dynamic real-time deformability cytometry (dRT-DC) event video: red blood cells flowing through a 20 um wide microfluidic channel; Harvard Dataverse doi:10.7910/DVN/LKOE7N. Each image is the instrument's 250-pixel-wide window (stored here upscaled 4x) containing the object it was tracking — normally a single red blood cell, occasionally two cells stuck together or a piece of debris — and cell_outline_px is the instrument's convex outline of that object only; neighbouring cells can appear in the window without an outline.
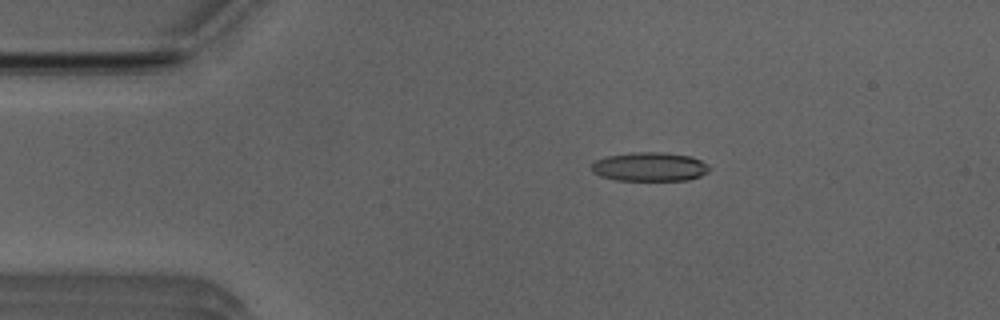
{"species": "Egyptian fruit bat (a non-hibernating species)", "species_latin": "Rousettus aegyptiacus", "temperature_condition": "room temperature", "stored_images_in_passage": 51, "camera_frame_rate_fps": 3000, "um_per_image_px": 0.085, "animal": {"sex": "male"}, "frame": {"image": 1, "passage_image": 9, "time_ms": 2.667, "image_size_px": [1000, 320], "cell_outline_px": [[708, 172], [700, 176], [688, 180], [616, 180], [600, 176], [592, 172], [592, 164], [596, 160], [608, 156], [632, 152], [664, 152], [692, 156], [708, 164]], "centroid_in_image_um": [55.23, 14.17], "position_along_channel_um": 29.8, "area_um2": 19.88}}
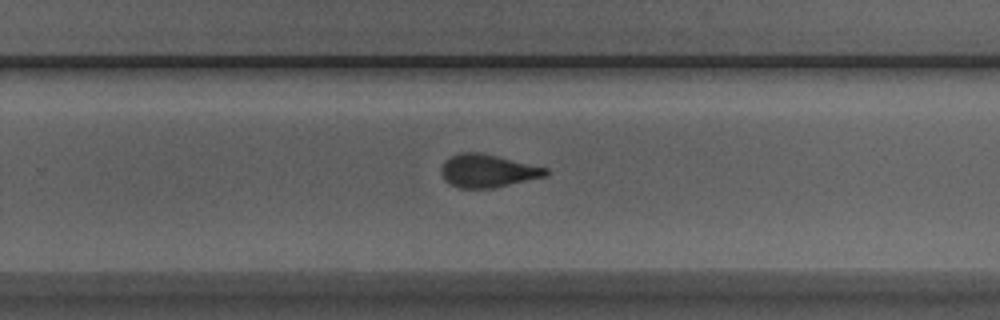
{"frame": {"image": 2, "passage_image": 32, "time_ms": 10.333, "image_size_px": [1000, 320], "cell_outline_px": [[548, 176], [492, 188], [460, 188], [448, 184], [444, 180], [440, 168], [444, 160], [460, 152], [480, 152], [548, 168]], "centroid_in_image_um": [41.43, 14.52], "position_along_channel_um": 288.4, "area_um2": 20.17}}
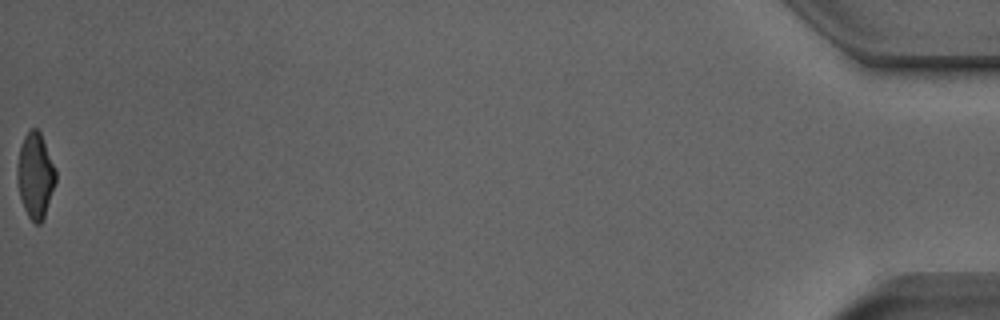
{"frame": {"image": 3, "passage_image": 51, "time_ms": 16.667, "image_size_px": [1000, 320], "cell_outline_px": [[56, 180], [44, 216], [40, 224], [36, 224], [28, 216], [24, 208], [20, 196], [16, 176], [16, 168], [20, 148], [24, 136], [32, 128], [36, 128], [40, 132], [56, 168]], "centroid_in_image_um": [3.0, 14.9], "position_along_channel_um": 432.2, "area_um2": 18.96}, "authors_computed_cell_mechanics": {"area_um2": 20.23, "velocity_mm_per_s": 3.9989, "shape_relaxation_time_tau1_ms": 4.9849, "shape_relaxation_time_tau2_ms": 1.9218, "deformation_change_tau1": 0.1626, "deformation_change_tau2": 0.1003}}